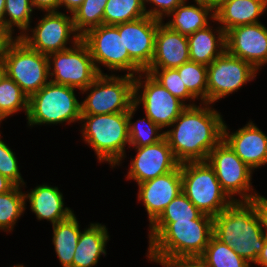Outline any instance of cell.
I'll list each match as a JSON object with an SVG mask.
<instances>
[{
	"label": "cell",
	"mask_w": 267,
	"mask_h": 267,
	"mask_svg": "<svg viewBox=\"0 0 267 267\" xmlns=\"http://www.w3.org/2000/svg\"><path fill=\"white\" fill-rule=\"evenodd\" d=\"M135 104L128 110L129 148L152 145L164 138V131L155 124L147 115L136 121H131L137 110ZM160 132V133H159Z\"/></svg>",
	"instance_id": "27"
},
{
	"label": "cell",
	"mask_w": 267,
	"mask_h": 267,
	"mask_svg": "<svg viewBox=\"0 0 267 267\" xmlns=\"http://www.w3.org/2000/svg\"><path fill=\"white\" fill-rule=\"evenodd\" d=\"M209 103L187 106L164 131L176 160L206 161L211 150L223 140L224 120L220 112Z\"/></svg>",
	"instance_id": "1"
},
{
	"label": "cell",
	"mask_w": 267,
	"mask_h": 267,
	"mask_svg": "<svg viewBox=\"0 0 267 267\" xmlns=\"http://www.w3.org/2000/svg\"><path fill=\"white\" fill-rule=\"evenodd\" d=\"M182 192L180 165L173 171L138 184V201L148 214L149 226L161 215L166 206Z\"/></svg>",
	"instance_id": "17"
},
{
	"label": "cell",
	"mask_w": 267,
	"mask_h": 267,
	"mask_svg": "<svg viewBox=\"0 0 267 267\" xmlns=\"http://www.w3.org/2000/svg\"><path fill=\"white\" fill-rule=\"evenodd\" d=\"M254 264L261 267H267V240L265 241L264 247Z\"/></svg>",
	"instance_id": "45"
},
{
	"label": "cell",
	"mask_w": 267,
	"mask_h": 267,
	"mask_svg": "<svg viewBox=\"0 0 267 267\" xmlns=\"http://www.w3.org/2000/svg\"><path fill=\"white\" fill-rule=\"evenodd\" d=\"M21 186H15L12 190L0 194V230L13 231L18 219L26 210L25 192Z\"/></svg>",
	"instance_id": "30"
},
{
	"label": "cell",
	"mask_w": 267,
	"mask_h": 267,
	"mask_svg": "<svg viewBox=\"0 0 267 267\" xmlns=\"http://www.w3.org/2000/svg\"><path fill=\"white\" fill-rule=\"evenodd\" d=\"M29 97L6 74L0 80V117L4 120L21 110L28 114Z\"/></svg>",
	"instance_id": "29"
},
{
	"label": "cell",
	"mask_w": 267,
	"mask_h": 267,
	"mask_svg": "<svg viewBox=\"0 0 267 267\" xmlns=\"http://www.w3.org/2000/svg\"><path fill=\"white\" fill-rule=\"evenodd\" d=\"M148 233V259L200 257L213 236V217L195 220L154 221Z\"/></svg>",
	"instance_id": "2"
},
{
	"label": "cell",
	"mask_w": 267,
	"mask_h": 267,
	"mask_svg": "<svg viewBox=\"0 0 267 267\" xmlns=\"http://www.w3.org/2000/svg\"><path fill=\"white\" fill-rule=\"evenodd\" d=\"M47 57L52 83L73 87L81 92L100 75L88 46L82 40L67 50L50 53Z\"/></svg>",
	"instance_id": "10"
},
{
	"label": "cell",
	"mask_w": 267,
	"mask_h": 267,
	"mask_svg": "<svg viewBox=\"0 0 267 267\" xmlns=\"http://www.w3.org/2000/svg\"><path fill=\"white\" fill-rule=\"evenodd\" d=\"M206 161L214 169L222 190L233 202L250 201L258 194L251 182L254 170L224 140L211 150ZM237 195L240 199L234 198Z\"/></svg>",
	"instance_id": "11"
},
{
	"label": "cell",
	"mask_w": 267,
	"mask_h": 267,
	"mask_svg": "<svg viewBox=\"0 0 267 267\" xmlns=\"http://www.w3.org/2000/svg\"><path fill=\"white\" fill-rule=\"evenodd\" d=\"M264 0H225L215 9V20L226 33L237 26L259 23L266 12Z\"/></svg>",
	"instance_id": "22"
},
{
	"label": "cell",
	"mask_w": 267,
	"mask_h": 267,
	"mask_svg": "<svg viewBox=\"0 0 267 267\" xmlns=\"http://www.w3.org/2000/svg\"><path fill=\"white\" fill-rule=\"evenodd\" d=\"M81 40L88 46L91 57L99 74H104L100 64L110 71H127L136 77L143 70L129 57L123 42V23L100 25L88 30Z\"/></svg>",
	"instance_id": "8"
},
{
	"label": "cell",
	"mask_w": 267,
	"mask_h": 267,
	"mask_svg": "<svg viewBox=\"0 0 267 267\" xmlns=\"http://www.w3.org/2000/svg\"><path fill=\"white\" fill-rule=\"evenodd\" d=\"M180 167L182 192L203 214L215 217L233 202L207 161L185 162Z\"/></svg>",
	"instance_id": "7"
},
{
	"label": "cell",
	"mask_w": 267,
	"mask_h": 267,
	"mask_svg": "<svg viewBox=\"0 0 267 267\" xmlns=\"http://www.w3.org/2000/svg\"><path fill=\"white\" fill-rule=\"evenodd\" d=\"M37 22L36 26L30 27L20 39L42 54L67 50L81 40V36L75 31L72 14L68 16L60 11L45 12ZM70 42L72 46L67 47Z\"/></svg>",
	"instance_id": "14"
},
{
	"label": "cell",
	"mask_w": 267,
	"mask_h": 267,
	"mask_svg": "<svg viewBox=\"0 0 267 267\" xmlns=\"http://www.w3.org/2000/svg\"><path fill=\"white\" fill-rule=\"evenodd\" d=\"M258 71L227 50L207 66V103L213 104L254 80Z\"/></svg>",
	"instance_id": "13"
},
{
	"label": "cell",
	"mask_w": 267,
	"mask_h": 267,
	"mask_svg": "<svg viewBox=\"0 0 267 267\" xmlns=\"http://www.w3.org/2000/svg\"><path fill=\"white\" fill-rule=\"evenodd\" d=\"M80 123L82 137L94 150L98 162L109 163L112 169L119 166L129 144L127 113L81 115Z\"/></svg>",
	"instance_id": "4"
},
{
	"label": "cell",
	"mask_w": 267,
	"mask_h": 267,
	"mask_svg": "<svg viewBox=\"0 0 267 267\" xmlns=\"http://www.w3.org/2000/svg\"><path fill=\"white\" fill-rule=\"evenodd\" d=\"M108 229L100 223H90L81 231L72 267L96 266L101 255L106 256V244L110 240Z\"/></svg>",
	"instance_id": "24"
},
{
	"label": "cell",
	"mask_w": 267,
	"mask_h": 267,
	"mask_svg": "<svg viewBox=\"0 0 267 267\" xmlns=\"http://www.w3.org/2000/svg\"><path fill=\"white\" fill-rule=\"evenodd\" d=\"M133 148L137 153L131 158L126 178L137 184L165 175L180 165L165 137L155 144Z\"/></svg>",
	"instance_id": "15"
},
{
	"label": "cell",
	"mask_w": 267,
	"mask_h": 267,
	"mask_svg": "<svg viewBox=\"0 0 267 267\" xmlns=\"http://www.w3.org/2000/svg\"><path fill=\"white\" fill-rule=\"evenodd\" d=\"M5 74L30 97L49 81L48 57L30 48L20 38H14L3 56Z\"/></svg>",
	"instance_id": "9"
},
{
	"label": "cell",
	"mask_w": 267,
	"mask_h": 267,
	"mask_svg": "<svg viewBox=\"0 0 267 267\" xmlns=\"http://www.w3.org/2000/svg\"><path fill=\"white\" fill-rule=\"evenodd\" d=\"M185 0H144L145 8L147 4L152 5L151 9H146L148 16L163 21L174 9ZM147 3V4H146ZM153 8V9H152Z\"/></svg>",
	"instance_id": "38"
},
{
	"label": "cell",
	"mask_w": 267,
	"mask_h": 267,
	"mask_svg": "<svg viewBox=\"0 0 267 267\" xmlns=\"http://www.w3.org/2000/svg\"><path fill=\"white\" fill-rule=\"evenodd\" d=\"M190 61L187 35L170 29L159 21L154 55L148 68H177Z\"/></svg>",
	"instance_id": "20"
},
{
	"label": "cell",
	"mask_w": 267,
	"mask_h": 267,
	"mask_svg": "<svg viewBox=\"0 0 267 267\" xmlns=\"http://www.w3.org/2000/svg\"><path fill=\"white\" fill-rule=\"evenodd\" d=\"M15 186L12 181L0 174V194L12 190Z\"/></svg>",
	"instance_id": "44"
},
{
	"label": "cell",
	"mask_w": 267,
	"mask_h": 267,
	"mask_svg": "<svg viewBox=\"0 0 267 267\" xmlns=\"http://www.w3.org/2000/svg\"><path fill=\"white\" fill-rule=\"evenodd\" d=\"M108 0H84L73 14V24L79 36L103 24L104 8Z\"/></svg>",
	"instance_id": "33"
},
{
	"label": "cell",
	"mask_w": 267,
	"mask_h": 267,
	"mask_svg": "<svg viewBox=\"0 0 267 267\" xmlns=\"http://www.w3.org/2000/svg\"><path fill=\"white\" fill-rule=\"evenodd\" d=\"M145 72L149 73L156 81L186 106L196 105L194 102L197 98L187 89L176 68H147ZM188 99L190 100V103L186 104L185 101ZM191 101H193V103H191Z\"/></svg>",
	"instance_id": "35"
},
{
	"label": "cell",
	"mask_w": 267,
	"mask_h": 267,
	"mask_svg": "<svg viewBox=\"0 0 267 267\" xmlns=\"http://www.w3.org/2000/svg\"><path fill=\"white\" fill-rule=\"evenodd\" d=\"M176 69L187 89L201 103H207V66L189 61Z\"/></svg>",
	"instance_id": "34"
},
{
	"label": "cell",
	"mask_w": 267,
	"mask_h": 267,
	"mask_svg": "<svg viewBox=\"0 0 267 267\" xmlns=\"http://www.w3.org/2000/svg\"><path fill=\"white\" fill-rule=\"evenodd\" d=\"M4 8L5 0H0V27L4 28Z\"/></svg>",
	"instance_id": "47"
},
{
	"label": "cell",
	"mask_w": 267,
	"mask_h": 267,
	"mask_svg": "<svg viewBox=\"0 0 267 267\" xmlns=\"http://www.w3.org/2000/svg\"><path fill=\"white\" fill-rule=\"evenodd\" d=\"M202 212L181 192L165 208L155 221L195 220Z\"/></svg>",
	"instance_id": "36"
},
{
	"label": "cell",
	"mask_w": 267,
	"mask_h": 267,
	"mask_svg": "<svg viewBox=\"0 0 267 267\" xmlns=\"http://www.w3.org/2000/svg\"><path fill=\"white\" fill-rule=\"evenodd\" d=\"M11 267H25L24 265L20 264V265H14V266H11Z\"/></svg>",
	"instance_id": "49"
},
{
	"label": "cell",
	"mask_w": 267,
	"mask_h": 267,
	"mask_svg": "<svg viewBox=\"0 0 267 267\" xmlns=\"http://www.w3.org/2000/svg\"><path fill=\"white\" fill-rule=\"evenodd\" d=\"M146 15L144 0H108L104 8L103 24L118 25Z\"/></svg>",
	"instance_id": "28"
},
{
	"label": "cell",
	"mask_w": 267,
	"mask_h": 267,
	"mask_svg": "<svg viewBox=\"0 0 267 267\" xmlns=\"http://www.w3.org/2000/svg\"><path fill=\"white\" fill-rule=\"evenodd\" d=\"M15 153L1 139L0 133V174L12 181L16 186L24 187V182Z\"/></svg>",
	"instance_id": "37"
},
{
	"label": "cell",
	"mask_w": 267,
	"mask_h": 267,
	"mask_svg": "<svg viewBox=\"0 0 267 267\" xmlns=\"http://www.w3.org/2000/svg\"><path fill=\"white\" fill-rule=\"evenodd\" d=\"M223 140L252 170L267 165V135L253 121L231 134L224 122Z\"/></svg>",
	"instance_id": "18"
},
{
	"label": "cell",
	"mask_w": 267,
	"mask_h": 267,
	"mask_svg": "<svg viewBox=\"0 0 267 267\" xmlns=\"http://www.w3.org/2000/svg\"><path fill=\"white\" fill-rule=\"evenodd\" d=\"M134 82L135 77L127 74H100L81 91L87 94L81 101V115L127 113L134 105Z\"/></svg>",
	"instance_id": "6"
},
{
	"label": "cell",
	"mask_w": 267,
	"mask_h": 267,
	"mask_svg": "<svg viewBox=\"0 0 267 267\" xmlns=\"http://www.w3.org/2000/svg\"><path fill=\"white\" fill-rule=\"evenodd\" d=\"M205 5L212 7L214 10L218 8L225 0H196Z\"/></svg>",
	"instance_id": "46"
},
{
	"label": "cell",
	"mask_w": 267,
	"mask_h": 267,
	"mask_svg": "<svg viewBox=\"0 0 267 267\" xmlns=\"http://www.w3.org/2000/svg\"><path fill=\"white\" fill-rule=\"evenodd\" d=\"M160 20L148 15L123 23V42L129 57L145 71L154 55L155 35Z\"/></svg>",
	"instance_id": "19"
},
{
	"label": "cell",
	"mask_w": 267,
	"mask_h": 267,
	"mask_svg": "<svg viewBox=\"0 0 267 267\" xmlns=\"http://www.w3.org/2000/svg\"><path fill=\"white\" fill-rule=\"evenodd\" d=\"M83 1L84 0H59V9L64 7L67 12L73 14V12L82 5Z\"/></svg>",
	"instance_id": "43"
},
{
	"label": "cell",
	"mask_w": 267,
	"mask_h": 267,
	"mask_svg": "<svg viewBox=\"0 0 267 267\" xmlns=\"http://www.w3.org/2000/svg\"><path fill=\"white\" fill-rule=\"evenodd\" d=\"M14 38L5 28L0 27V58L4 56L7 46Z\"/></svg>",
	"instance_id": "42"
},
{
	"label": "cell",
	"mask_w": 267,
	"mask_h": 267,
	"mask_svg": "<svg viewBox=\"0 0 267 267\" xmlns=\"http://www.w3.org/2000/svg\"><path fill=\"white\" fill-rule=\"evenodd\" d=\"M24 195L25 201L29 200L31 211L39 221L47 220L54 225L68 219L74 213L70 207H64L63 194L56 186L42 184Z\"/></svg>",
	"instance_id": "21"
},
{
	"label": "cell",
	"mask_w": 267,
	"mask_h": 267,
	"mask_svg": "<svg viewBox=\"0 0 267 267\" xmlns=\"http://www.w3.org/2000/svg\"><path fill=\"white\" fill-rule=\"evenodd\" d=\"M75 89L66 85L48 82L28 101V125H57L81 121V102Z\"/></svg>",
	"instance_id": "5"
},
{
	"label": "cell",
	"mask_w": 267,
	"mask_h": 267,
	"mask_svg": "<svg viewBox=\"0 0 267 267\" xmlns=\"http://www.w3.org/2000/svg\"><path fill=\"white\" fill-rule=\"evenodd\" d=\"M34 10L43 12H59V0H31Z\"/></svg>",
	"instance_id": "41"
},
{
	"label": "cell",
	"mask_w": 267,
	"mask_h": 267,
	"mask_svg": "<svg viewBox=\"0 0 267 267\" xmlns=\"http://www.w3.org/2000/svg\"><path fill=\"white\" fill-rule=\"evenodd\" d=\"M194 2L196 3L195 5H190L185 0L182 4L178 5L167 16L171 17V20L164 24L170 29L188 36L210 25L209 20L214 22L215 10L199 1L194 0Z\"/></svg>",
	"instance_id": "25"
},
{
	"label": "cell",
	"mask_w": 267,
	"mask_h": 267,
	"mask_svg": "<svg viewBox=\"0 0 267 267\" xmlns=\"http://www.w3.org/2000/svg\"><path fill=\"white\" fill-rule=\"evenodd\" d=\"M249 202L258 216L264 235L267 237V198L256 194Z\"/></svg>",
	"instance_id": "40"
},
{
	"label": "cell",
	"mask_w": 267,
	"mask_h": 267,
	"mask_svg": "<svg viewBox=\"0 0 267 267\" xmlns=\"http://www.w3.org/2000/svg\"><path fill=\"white\" fill-rule=\"evenodd\" d=\"M210 26L187 36L190 61L208 66L226 51V32Z\"/></svg>",
	"instance_id": "23"
},
{
	"label": "cell",
	"mask_w": 267,
	"mask_h": 267,
	"mask_svg": "<svg viewBox=\"0 0 267 267\" xmlns=\"http://www.w3.org/2000/svg\"><path fill=\"white\" fill-rule=\"evenodd\" d=\"M213 236L249 264L256 262L267 240L249 201H234L213 217Z\"/></svg>",
	"instance_id": "3"
},
{
	"label": "cell",
	"mask_w": 267,
	"mask_h": 267,
	"mask_svg": "<svg viewBox=\"0 0 267 267\" xmlns=\"http://www.w3.org/2000/svg\"><path fill=\"white\" fill-rule=\"evenodd\" d=\"M5 75V61L2 58H0V80L3 78V76Z\"/></svg>",
	"instance_id": "48"
},
{
	"label": "cell",
	"mask_w": 267,
	"mask_h": 267,
	"mask_svg": "<svg viewBox=\"0 0 267 267\" xmlns=\"http://www.w3.org/2000/svg\"><path fill=\"white\" fill-rule=\"evenodd\" d=\"M134 104H142L145 115L161 129L169 128L187 107L145 71L135 77Z\"/></svg>",
	"instance_id": "12"
},
{
	"label": "cell",
	"mask_w": 267,
	"mask_h": 267,
	"mask_svg": "<svg viewBox=\"0 0 267 267\" xmlns=\"http://www.w3.org/2000/svg\"><path fill=\"white\" fill-rule=\"evenodd\" d=\"M33 11L31 0H5L4 28L13 36L17 27L20 32L15 38H20L31 27Z\"/></svg>",
	"instance_id": "32"
},
{
	"label": "cell",
	"mask_w": 267,
	"mask_h": 267,
	"mask_svg": "<svg viewBox=\"0 0 267 267\" xmlns=\"http://www.w3.org/2000/svg\"><path fill=\"white\" fill-rule=\"evenodd\" d=\"M79 224L73 213L68 219L52 225V243L62 267H72L74 252L81 233Z\"/></svg>",
	"instance_id": "26"
},
{
	"label": "cell",
	"mask_w": 267,
	"mask_h": 267,
	"mask_svg": "<svg viewBox=\"0 0 267 267\" xmlns=\"http://www.w3.org/2000/svg\"><path fill=\"white\" fill-rule=\"evenodd\" d=\"M226 50L259 71L267 63V27L259 22L230 29L226 33Z\"/></svg>",
	"instance_id": "16"
},
{
	"label": "cell",
	"mask_w": 267,
	"mask_h": 267,
	"mask_svg": "<svg viewBox=\"0 0 267 267\" xmlns=\"http://www.w3.org/2000/svg\"><path fill=\"white\" fill-rule=\"evenodd\" d=\"M209 267H250L245 259L240 257L230 246L222 243L214 236L200 256Z\"/></svg>",
	"instance_id": "31"
},
{
	"label": "cell",
	"mask_w": 267,
	"mask_h": 267,
	"mask_svg": "<svg viewBox=\"0 0 267 267\" xmlns=\"http://www.w3.org/2000/svg\"><path fill=\"white\" fill-rule=\"evenodd\" d=\"M151 262L159 263L163 267H209L200 257L192 258H168V259H149Z\"/></svg>",
	"instance_id": "39"
}]
</instances>
